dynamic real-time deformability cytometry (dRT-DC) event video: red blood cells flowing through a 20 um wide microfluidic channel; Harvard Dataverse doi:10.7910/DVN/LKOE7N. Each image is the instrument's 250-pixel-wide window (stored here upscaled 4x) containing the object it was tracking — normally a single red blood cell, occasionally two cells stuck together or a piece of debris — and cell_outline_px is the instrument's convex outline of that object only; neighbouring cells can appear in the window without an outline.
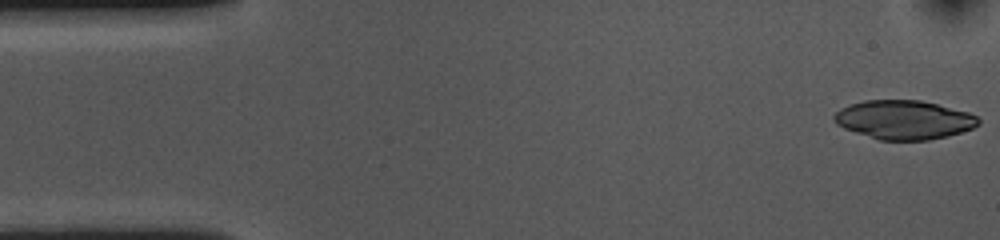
{"species": "common noctule bat (a hibernating species)", "species_latin": "Nyctalus noctula", "temperature_condition": "cold", "stored_images_in_passage": 53, "camera_frame_rate_fps": 3000, "um_per_image_px": 0.085, "animal": {"sex": "female", "body_mass_g": 10.0, "forearm_length_mm": 53.1}, "frame": {"image": 1, "passage_image": 1, "time_ms": 0.0, "image_size_px": [1000, 240], "cell_outline_px": [[980, 124], [972, 128], [948, 136], [928, 140], [880, 140], [844, 128], [836, 124], [832, 120], [832, 116], [840, 108], [864, 100], [920, 100], [968, 112], [976, 116], [980, 120]], "centroid_in_image_um": [76.82, 10.18], "position_along_channel_um": 8.2, "area_um2": 32.6}}